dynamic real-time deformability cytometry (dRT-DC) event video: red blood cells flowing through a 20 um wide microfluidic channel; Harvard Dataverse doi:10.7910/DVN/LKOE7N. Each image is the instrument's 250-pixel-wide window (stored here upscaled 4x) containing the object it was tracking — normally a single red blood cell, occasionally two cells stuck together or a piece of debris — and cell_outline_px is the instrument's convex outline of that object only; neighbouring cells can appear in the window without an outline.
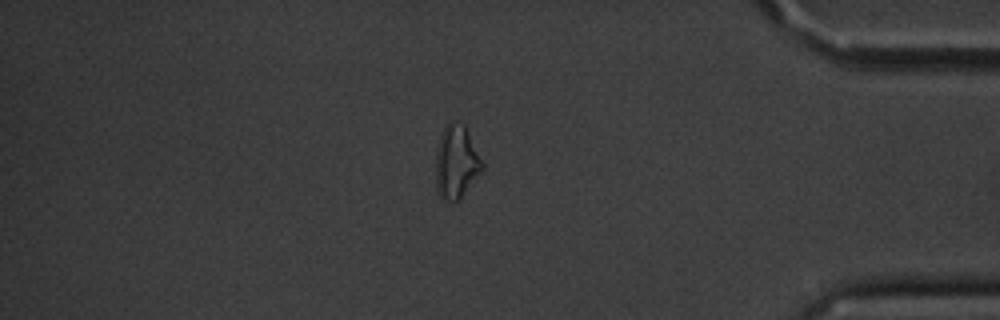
{"species": "common noctule bat (a hibernating species)", "species_latin": "Nyctalus noctula", "temperature_condition": "cold", "stored_images_in_passage": 14, "segment_of_instrument_passage": [2, 2], "camera_frame_rate_fps": 3000, "um_per_image_px": 0.085, "animal": {"sex": "male", "body_mass_g": 20.1, "forearm_length_mm": 53.5}, "frame": {"image": 1, "passage_image": 14, "time_ms": 16.667, "image_size_px": [1000, 320], "cell_outline_px": [[484, 168], [460, 200], [444, 200], [436, 192], [436, 152], [440, 136], [448, 120], [452, 120], [464, 124], [484, 164]], "centroid_in_image_um": [38.78, 13.77], "position_along_channel_um": 396.4, "area_um2": 19.94}}